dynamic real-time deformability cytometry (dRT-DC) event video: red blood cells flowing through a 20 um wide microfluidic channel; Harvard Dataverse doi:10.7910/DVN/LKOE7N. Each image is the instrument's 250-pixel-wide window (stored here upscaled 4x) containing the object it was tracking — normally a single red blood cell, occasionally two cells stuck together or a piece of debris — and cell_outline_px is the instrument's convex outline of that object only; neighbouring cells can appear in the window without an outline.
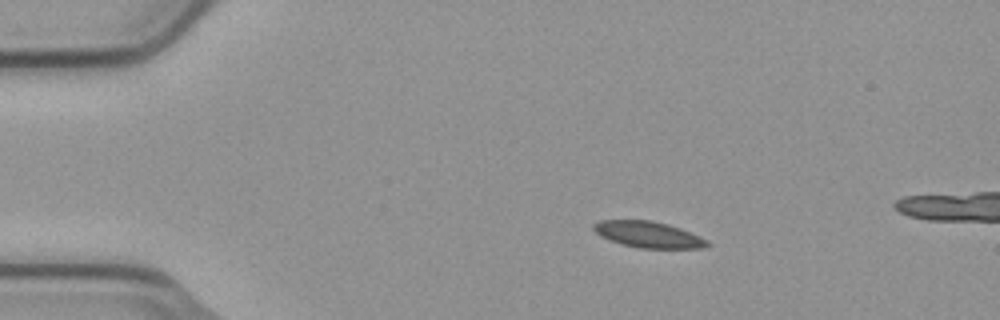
{"species": "common noctule bat (a hibernating species)", "species_latin": "Nyctalus noctula", "temperature_condition": "cold", "stored_images_in_passage": 3, "camera_frame_rate_fps": 3000, "um_per_image_px": 0.085, "animal": {"sex": "male", "body_mass_g": 23.1, "forearm_length_mm": 52.7}, "frame": {"image": 1, "passage_image": 1, "time_ms": 0.0, "image_size_px": [1000, 320], "cell_outline_px": [[712, 244], [704, 248], [640, 248], [620, 244], [600, 236], [592, 228], [592, 224], [600, 220], [652, 220], [668, 224], [680, 228], [708, 240]], "centroid_in_image_um": [55.1, 19.93], "position_along_channel_um": 29.9, "area_um2": 17.46}}
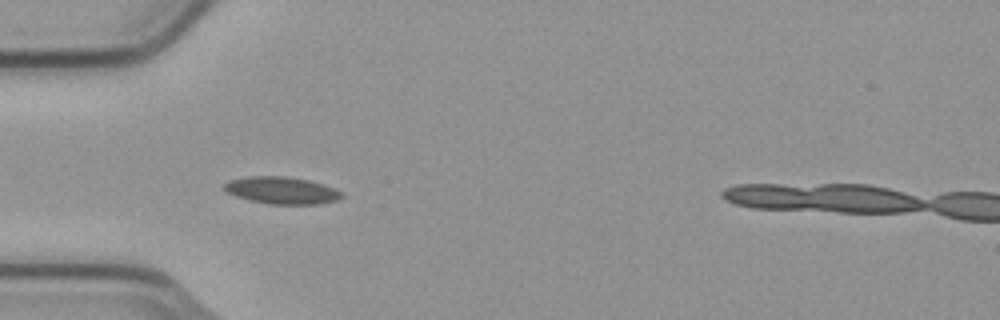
{"frame": {"image": 2, "passage_image": 3, "time_ms": 0.667, "image_size_px": [1000, 320], "cell_outline_px": [[344, 196], [336, 200], [316, 204], [268, 204], [248, 200], [236, 196], [228, 192], [224, 188], [224, 184], [228, 180], [248, 176], [284, 176], [308, 180], [324, 184], [340, 192]], "centroid_in_image_um": [23.91, 16.18], "position_along_channel_um": 61.1, "area_um2": 18.44}}